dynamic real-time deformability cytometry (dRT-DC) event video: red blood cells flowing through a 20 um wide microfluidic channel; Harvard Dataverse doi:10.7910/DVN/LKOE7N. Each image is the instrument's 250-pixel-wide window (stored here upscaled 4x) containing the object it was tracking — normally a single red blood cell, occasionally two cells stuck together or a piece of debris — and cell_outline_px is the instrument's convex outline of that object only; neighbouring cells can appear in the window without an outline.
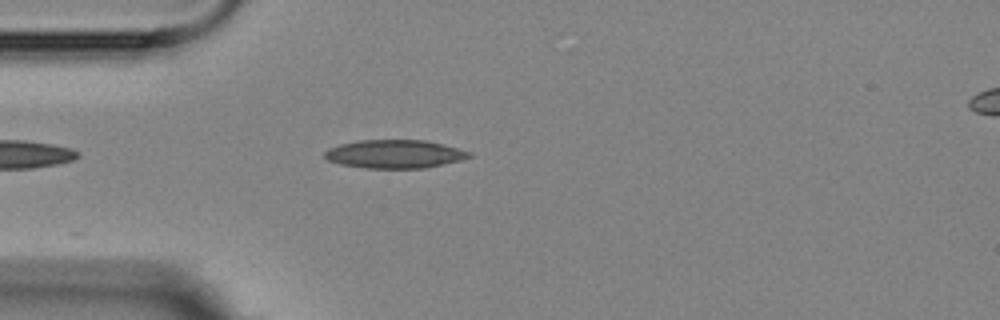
{"species": "Egyptian fruit bat (a non-hibernating species)", "species_latin": "Rousettus aegyptiacus", "temperature_condition": "room temperature", "stored_images_in_passage": 5, "camera_frame_rate_fps": 3000, "um_per_image_px": 0.085, "animal": {"sex": "female"}, "frame": {"image": 1, "passage_image": 5, "time_ms": 4.667, "image_size_px": [1000, 320], "cell_outline_px": [[472, 156], [460, 160], [424, 168], [368, 168], [340, 164], [328, 160], [324, 156], [324, 152], [328, 148], [340, 144], [360, 140], [424, 140], [444, 144], [472, 152]], "centroid_in_image_um": [33.54, 13.08], "position_along_channel_um": 51.5, "area_um2": 23.81}}